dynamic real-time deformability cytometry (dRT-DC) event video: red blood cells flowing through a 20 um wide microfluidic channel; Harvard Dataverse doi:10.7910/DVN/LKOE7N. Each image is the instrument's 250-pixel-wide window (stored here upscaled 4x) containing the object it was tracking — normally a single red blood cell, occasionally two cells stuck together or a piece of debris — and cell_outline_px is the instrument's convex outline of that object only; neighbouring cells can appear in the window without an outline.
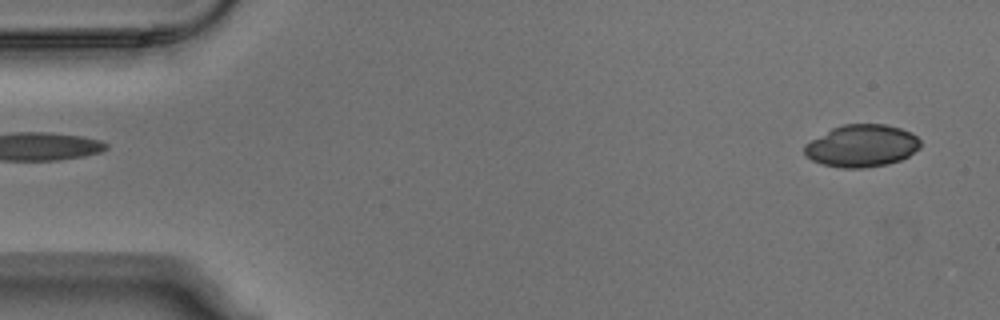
{"species": "Egyptian fruit bat (a non-hibernating species)", "species_latin": "Rousettus aegyptiacus", "temperature_condition": "warm", "stored_images_in_passage": 3, "segment_of_instrument_passage": [2, 2], "camera_frame_rate_fps": 3000, "um_per_image_px": 0.085, "animal": {"sex": "male"}, "frame": {"image": 1, "passage_image": 3, "time_ms": 0.667, "image_size_px": [1000, 320], "cell_outline_px": [[920, 148], [908, 156], [900, 160], [888, 164], [864, 168], [840, 168], [820, 164], [812, 160], [804, 152], [804, 144], [832, 128], [844, 124], [884, 124], [900, 128], [912, 132], [920, 140]], "centroid_in_image_um": [73.25, 12.4], "position_along_channel_um": 11.7, "area_um2": 28.67}}